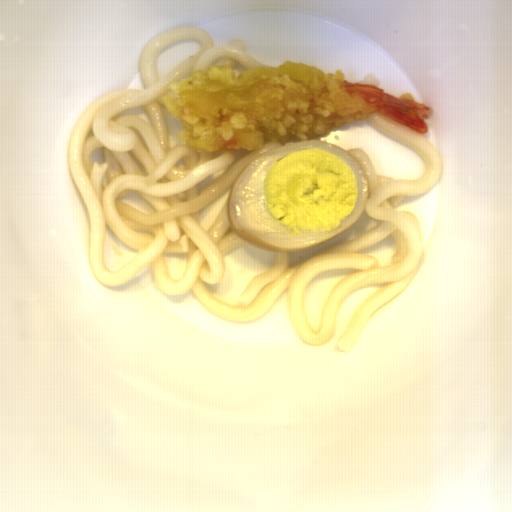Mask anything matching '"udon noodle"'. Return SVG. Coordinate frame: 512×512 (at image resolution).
<instances>
[{
  "mask_svg": "<svg viewBox=\"0 0 512 512\" xmlns=\"http://www.w3.org/2000/svg\"><path fill=\"white\" fill-rule=\"evenodd\" d=\"M192 39L200 51L186 56L157 80L158 54L169 44ZM213 36L195 26H181L152 37L139 54L137 72L145 89L123 88L88 106L69 134L66 162L87 208L88 256L100 285L123 286L149 266L155 284L168 296L193 290L199 303L224 320L252 322L271 310L287 290L289 319L300 341L309 347L329 343L337 332V315L347 295L363 287L385 285L352 312L336 354L356 345L370 320L404 293L416 278L425 256L419 220L411 211H397L406 198L420 196L442 179L443 156L423 134L382 111L365 121L334 125L326 134L284 144L269 140L256 150L243 147L213 153L195 151L178 140L184 124L173 116L163 96L180 98L170 88L198 69L229 65L244 70L268 66L246 53V41L213 46ZM369 123L422 156L426 173L416 180L378 175L360 148L349 154L359 161L368 182L365 214L380 220L351 240L325 249L291 267V253H275L273 267L253 277L234 303L214 297L204 284H219L227 272L226 253L246 241L227 221L226 205L238 173L262 154L295 142L323 140L349 125ZM106 225L137 255L119 270L103 263ZM360 269L341 278L325 299L320 331L305 313L304 289L329 269ZM204 283V284H203Z\"/></svg>",
  "mask_w": 512,
  "mask_h": 512,
  "instance_id": "1",
  "label": "udon noodle"
}]
</instances>
